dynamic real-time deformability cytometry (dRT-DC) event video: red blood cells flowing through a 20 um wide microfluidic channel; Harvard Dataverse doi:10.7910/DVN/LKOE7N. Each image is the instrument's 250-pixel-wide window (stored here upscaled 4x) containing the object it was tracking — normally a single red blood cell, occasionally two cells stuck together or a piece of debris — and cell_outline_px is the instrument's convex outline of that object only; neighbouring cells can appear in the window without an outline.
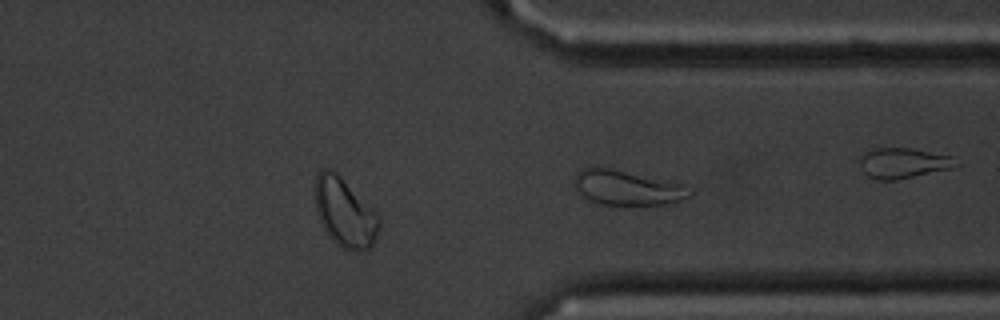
{"species": "common noctule bat (a hibernating species)", "species_latin": "Nyctalus noctula", "temperature_condition": "cold", "stored_images_in_passage": 42, "camera_frame_rate_fps": 3000, "um_per_image_px": 0.085, "animal": {"sex": "male", "body_mass_g": 20.1, "forearm_length_mm": 53.5}, "frame": {"image": 1, "passage_image": 30, "time_ms": 9.667, "image_size_px": [1000, 320], "cell_outline_px": [[380, 224], [372, 248], [364, 252], [352, 252], [340, 248], [336, 244], [324, 228], [320, 220], [316, 208], [316, 176], [320, 168], [328, 168], [336, 172], [380, 216]], "centroid_in_image_um": [29.33, 18.12], "position_along_channel_um": 382.1, "area_um2": 25.66}, "authors_computed_cell_mechanics": {"area_um2": 19.7676, "velocity_mm_per_s": 3.5765, "shape_relaxation_time_tau1_ms": 5.7397, "shape_relaxation_time_tau2_ms": 2.4766, "deformation_change_tau1": 0.1436, "deformation_change_tau2": 0.1}}